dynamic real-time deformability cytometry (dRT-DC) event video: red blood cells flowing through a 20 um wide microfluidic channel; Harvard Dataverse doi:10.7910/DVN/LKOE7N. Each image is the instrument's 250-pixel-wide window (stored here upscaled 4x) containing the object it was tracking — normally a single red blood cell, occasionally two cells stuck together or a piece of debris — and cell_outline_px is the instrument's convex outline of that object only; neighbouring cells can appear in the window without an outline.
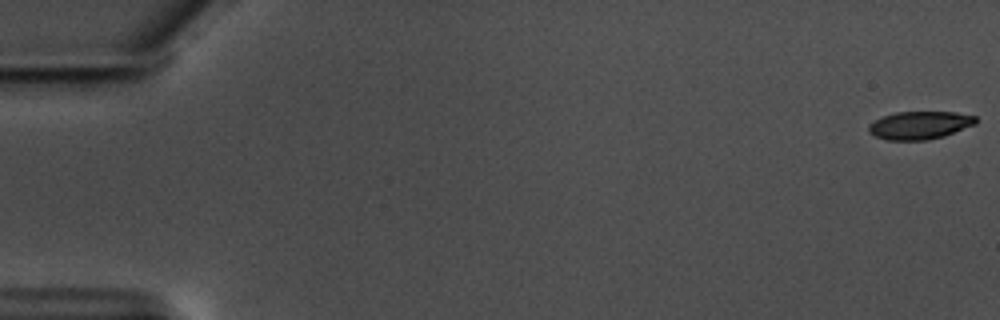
{"species": "common noctule bat (a hibernating species)", "species_latin": "Nyctalus noctula", "temperature_condition": "warm", "stored_images_in_passage": 14, "camera_frame_rate_fps": 3000, "um_per_image_px": 0.085, "animal": {"sex": "male", "body_mass_g": 17.5, "forearm_length_mm": 52.3}, "frame": {"image": 1, "passage_image": 1, "time_ms": 0.0, "image_size_px": [1000, 320], "cell_outline_px": [[976, 124], [944, 136], [928, 140], [888, 140], [876, 136], [868, 132], [868, 124], [884, 116], [896, 112], [956, 112], [976, 116]], "centroid_in_image_um": [78.18, 10.64], "position_along_channel_um": 6.8, "area_um2": 17.4}}